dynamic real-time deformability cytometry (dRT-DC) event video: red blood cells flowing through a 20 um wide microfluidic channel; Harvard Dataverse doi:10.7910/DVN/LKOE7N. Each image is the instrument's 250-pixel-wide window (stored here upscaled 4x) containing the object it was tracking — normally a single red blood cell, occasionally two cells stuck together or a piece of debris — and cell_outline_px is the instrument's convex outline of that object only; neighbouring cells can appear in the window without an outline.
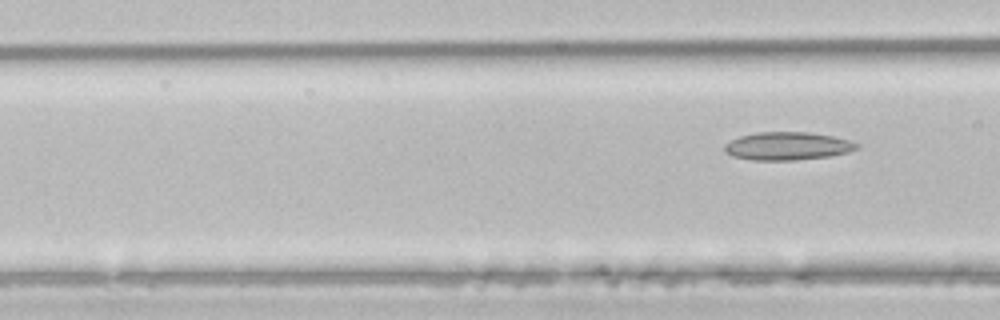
{"species": "common noctule bat (a hibernating species)", "species_latin": "Nyctalus noctula", "temperature_condition": "room temperature", "stored_images_in_passage": 6, "segment_of_instrument_passage": [2, 2], "camera_frame_rate_fps": 3000, "um_per_image_px": 0.085, "animal": {"sex": "male", "body_mass_g": 21.5, "forearm_length_mm": 52.0}, "frame": {"image": 1, "passage_image": 6, "time_ms": 1.667, "image_size_px": [1000, 320], "cell_outline_px": [[860, 148], [848, 152], [828, 156], [796, 160], [752, 160], [732, 156], [724, 152], [724, 144], [740, 136], [756, 132], [808, 132], [832, 136], [848, 140], [860, 144]], "centroid_in_image_um": [66.92, 12.41], "position_along_channel_um": 99.7, "area_um2": 21.62}}